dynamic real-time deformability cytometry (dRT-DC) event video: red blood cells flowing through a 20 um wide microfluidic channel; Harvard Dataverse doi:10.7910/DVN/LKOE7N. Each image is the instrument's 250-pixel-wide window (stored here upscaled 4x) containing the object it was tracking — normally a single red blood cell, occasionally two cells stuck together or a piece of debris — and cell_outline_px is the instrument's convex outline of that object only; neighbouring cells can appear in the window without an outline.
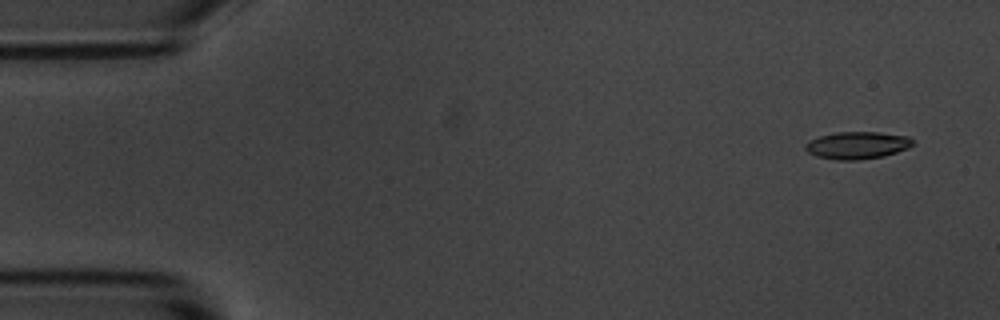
{"species": "common noctule bat (a hibernating species)", "species_latin": "Nyctalus noctula", "temperature_condition": "room temperature", "stored_images_in_passage": 5, "camera_frame_rate_fps": 3000, "um_per_image_px": 0.085, "animal": {"sex": "male", "body_mass_g": 20.1, "forearm_length_mm": 53.5}, "frame": {"image": 1, "passage_image": 1, "time_ms": 0.0, "image_size_px": [1000, 320], "cell_outline_px": [[916, 144], [908, 148], [884, 156], [860, 160], [836, 160], [816, 156], [808, 152], [804, 148], [804, 144], [808, 140], [820, 136], [836, 132], [880, 132], [908, 136]], "centroid_in_image_um": [72.86, 12.35], "position_along_channel_um": 12.1, "area_um2": 17.28}}
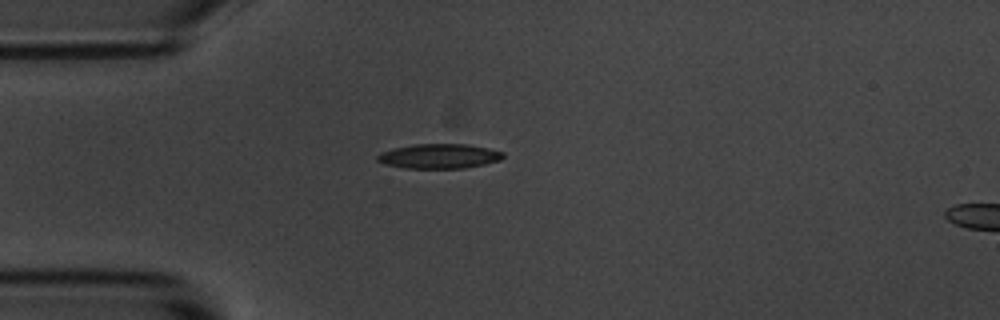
{"frame": {"image": 2, "passage_image": 4, "time_ms": 3.667, "image_size_px": [1000, 320], "cell_outline_px": [[504, 156], [500, 160], [484, 164], [464, 168], [404, 168], [384, 164], [376, 160], [376, 156], [380, 152], [392, 148], [416, 144], [468, 144], [488, 148], [504, 152]], "centroid_in_image_um": [37.3, 13.27], "position_along_channel_um": 47.7, "area_um2": 18.15}}